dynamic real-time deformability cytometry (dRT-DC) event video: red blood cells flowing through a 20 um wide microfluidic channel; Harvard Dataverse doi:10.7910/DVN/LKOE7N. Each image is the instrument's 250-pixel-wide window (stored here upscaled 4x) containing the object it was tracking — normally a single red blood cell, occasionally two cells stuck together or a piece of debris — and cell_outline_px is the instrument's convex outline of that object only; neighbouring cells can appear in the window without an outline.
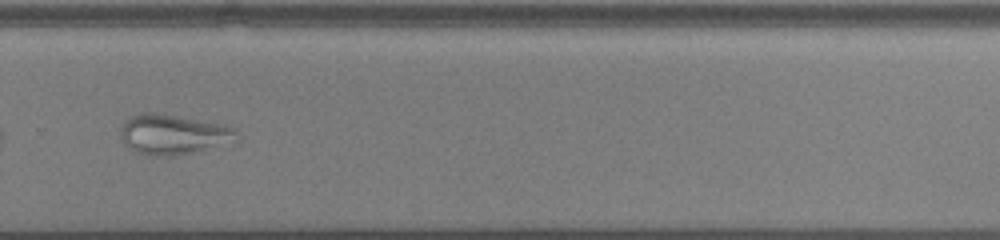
{"species": "common noctule bat (a hibernating species)", "species_latin": "Nyctalus noctula", "temperature_condition": "cold", "stored_images_in_passage": 53, "camera_frame_rate_fps": 3000, "um_per_image_px": 0.085, "animal": {"sex": "male", "body_mass_g": 13.0, "forearm_length_mm": 53.1}, "frame": {"image": 1, "passage_image": 38, "time_ms": 12.333, "image_size_px": [1000, 240], "cell_outline_px": [[240, 140], [192, 152], [172, 156], [152, 156], [136, 152], [124, 144], [120, 136], [120, 132], [124, 120], [128, 116], [140, 112], [156, 112], [224, 124], [236, 128], [240, 132]], "centroid_in_image_um": [14.73, 11.4], "position_along_channel_um": 315.1, "area_um2": 27.57}}